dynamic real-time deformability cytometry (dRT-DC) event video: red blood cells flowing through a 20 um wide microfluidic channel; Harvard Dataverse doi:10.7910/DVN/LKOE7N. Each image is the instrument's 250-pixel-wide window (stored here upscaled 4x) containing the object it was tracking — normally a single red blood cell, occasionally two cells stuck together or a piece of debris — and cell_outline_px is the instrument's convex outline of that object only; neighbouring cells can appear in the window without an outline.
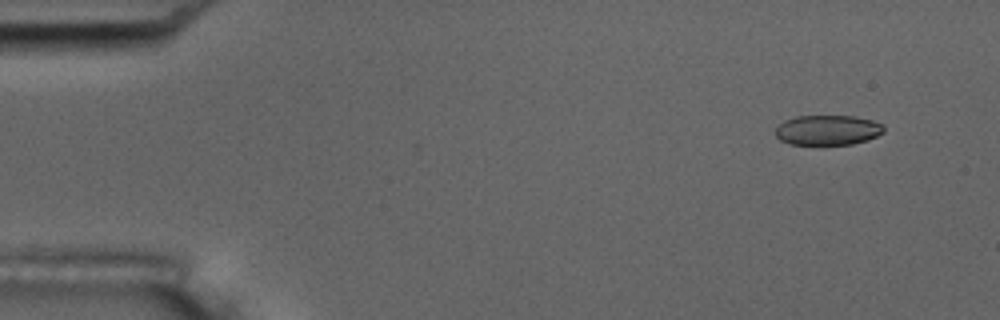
{"species": "common noctule bat (a hibernating species)", "species_latin": "Nyctalus noctula", "temperature_condition": "room temperature", "stored_images_in_passage": 44, "camera_frame_rate_fps": 3000, "um_per_image_px": 0.085, "animal": {"sex": "male", "body_mass_g": 17.5, "forearm_length_mm": 52.3}, "frame": {"image": 1, "passage_image": 1, "time_ms": 0.0, "image_size_px": [1000, 320], "cell_outline_px": [[884, 132], [868, 140], [852, 144], [788, 144], [780, 140], [776, 136], [776, 128], [784, 120], [796, 116], [856, 116], [872, 120], [884, 124]], "centroid_in_image_um": [70.37, 11.05], "position_along_channel_um": 14.6, "area_um2": 19.02}}
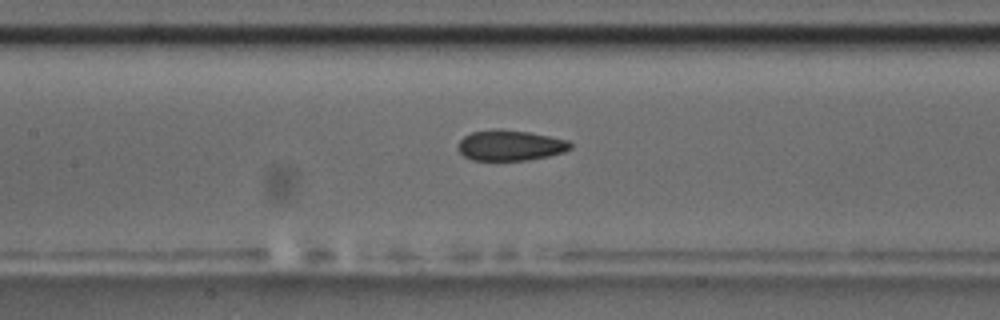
{"frame": {"image": 2, "passage_image": 22, "time_ms": 7.0, "image_size_px": [1000, 320], "cell_outline_px": [[572, 148], [564, 152], [548, 156], [528, 160], [472, 160], [464, 156], [456, 148], [460, 140], [464, 136], [472, 132], [492, 128], [500, 128], [528, 132], [568, 140], [572, 144]], "centroid_in_image_um": [43.35, 12.35], "position_along_channel_um": 164.1, "area_um2": 20.17}}
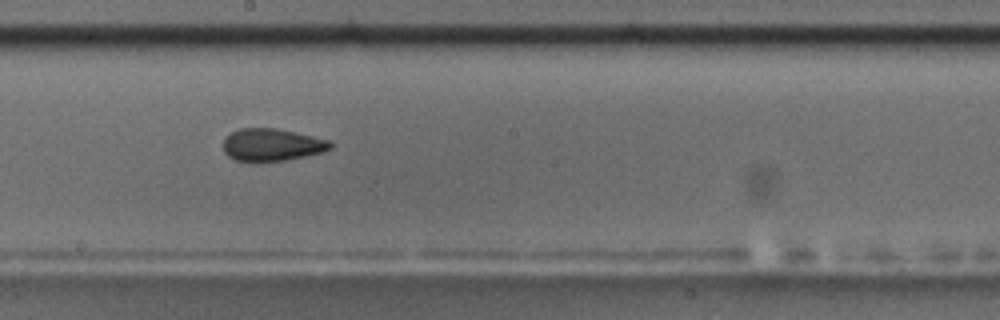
{"frame": {"image": 3, "passage_image": 27, "time_ms": 8.667, "image_size_px": [1000, 320], "cell_outline_px": [[332, 148], [324, 152], [284, 160], [236, 160], [228, 156], [224, 152], [224, 140], [232, 132], [240, 128], [276, 128], [296, 132], [328, 140], [332, 144]], "centroid_in_image_um": [23.13, 12.29], "position_along_channel_um": 225.1, "area_um2": 19.83}, "authors_computed_cell_mechanics": {"area_um2": 20.2589, "velocity_mm_per_s": 3.6904, "shape_relaxation_time_tau1_ms": null, "shape_relaxation_time_tau2_ms": 2.3325, "deformation_change_tau1": null, "deformation_change_tau2": 0.0778}}